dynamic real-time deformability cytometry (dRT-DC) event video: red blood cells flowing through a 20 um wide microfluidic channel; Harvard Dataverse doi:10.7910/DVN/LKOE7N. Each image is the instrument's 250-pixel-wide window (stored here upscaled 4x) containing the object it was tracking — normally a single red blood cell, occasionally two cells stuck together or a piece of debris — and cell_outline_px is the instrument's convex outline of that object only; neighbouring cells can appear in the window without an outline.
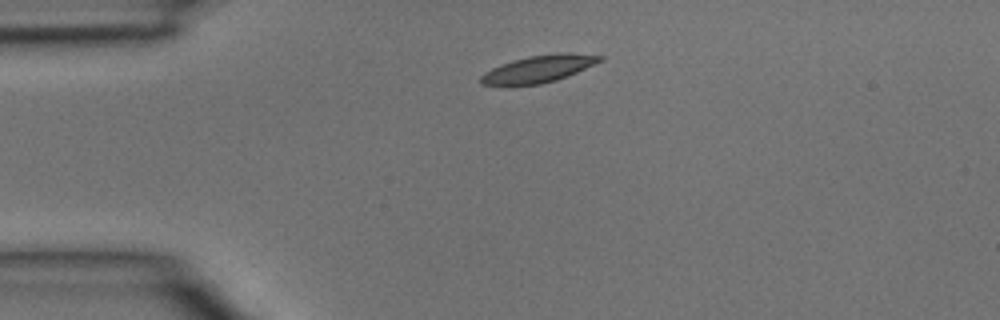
{"species": "common noctule bat (a hibernating species)", "species_latin": "Nyctalus noctula", "temperature_condition": "room temperature", "stored_images_in_passage": 2, "camera_frame_rate_fps": 3000, "um_per_image_px": 0.085, "animal": {"sex": "male", "body_mass_g": 15.6}, "frame": {"image": 1, "passage_image": 1, "time_ms": 0.0, "image_size_px": [1000, 320], "cell_outline_px": [[604, 60], [576, 72], [556, 80], [540, 84], [504, 88], [500, 88], [480, 84], [480, 76], [484, 72], [500, 64], [512, 60], [528, 56], [604, 56]], "centroid_in_image_um": [45.52, 5.97], "position_along_channel_um": 39.5, "area_um2": 18.32}}